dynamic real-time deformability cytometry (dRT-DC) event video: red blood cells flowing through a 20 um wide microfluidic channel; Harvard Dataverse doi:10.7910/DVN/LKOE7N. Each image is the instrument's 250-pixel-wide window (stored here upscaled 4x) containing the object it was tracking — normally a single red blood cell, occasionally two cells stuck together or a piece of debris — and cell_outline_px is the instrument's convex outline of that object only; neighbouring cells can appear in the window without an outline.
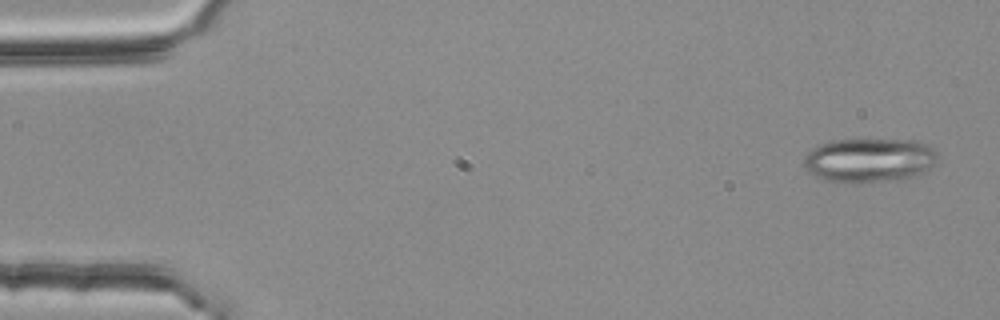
{"species": "common noctule bat (a hibernating species)", "species_latin": "Nyctalus noctula", "temperature_condition": "room temperature", "stored_images_in_passage": 3, "camera_frame_rate_fps": 3000, "um_per_image_px": 0.085, "animal": {"sex": "female", "body_mass_g": 25.1}, "frame": {"image": 1, "passage_image": 1, "time_ms": 0.0, "image_size_px": [1000, 320], "cell_outline_px": [[940, 156], [928, 168], [904, 180], [844, 184], [824, 180], [808, 172], [804, 168], [804, 156], [812, 148], [820, 144], [832, 140], [916, 140], [932, 148]], "centroid_in_image_um": [73.84, 13.64], "position_along_channel_um": 11.2, "area_um2": 34.74}}